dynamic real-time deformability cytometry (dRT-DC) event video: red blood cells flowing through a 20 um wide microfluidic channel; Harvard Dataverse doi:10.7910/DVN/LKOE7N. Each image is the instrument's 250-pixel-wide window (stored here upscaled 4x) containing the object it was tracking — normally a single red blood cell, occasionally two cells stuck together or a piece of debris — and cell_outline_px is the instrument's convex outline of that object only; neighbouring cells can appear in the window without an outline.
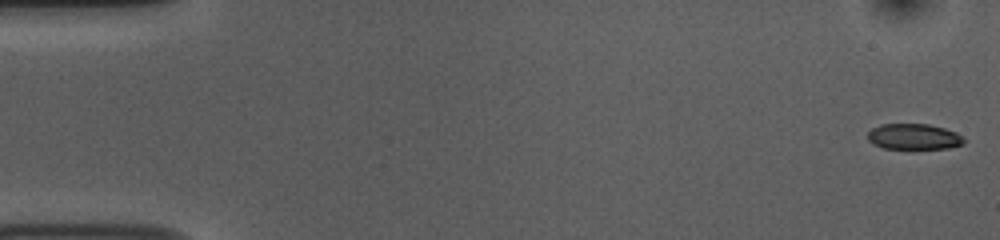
{"species": "common noctule bat (a hibernating species)", "species_latin": "Nyctalus noctula", "temperature_condition": "room temperature", "stored_images_in_passage": 53, "camera_frame_rate_fps": 3000, "um_per_image_px": 0.085, "animal": {"sex": "female", "body_mass_g": 10.0, "forearm_length_mm": 53.1}, "frame": {"image": 1, "passage_image": 1, "time_ms": 0.0, "image_size_px": [1000, 240], "cell_outline_px": [[964, 144], [948, 148], [884, 148], [872, 144], [868, 140], [868, 132], [872, 128], [880, 124], [928, 124], [944, 128], [956, 132], [964, 140]], "centroid_in_image_um": [77.65, 11.61], "position_along_channel_um": 7.4, "area_um2": 14.33}}
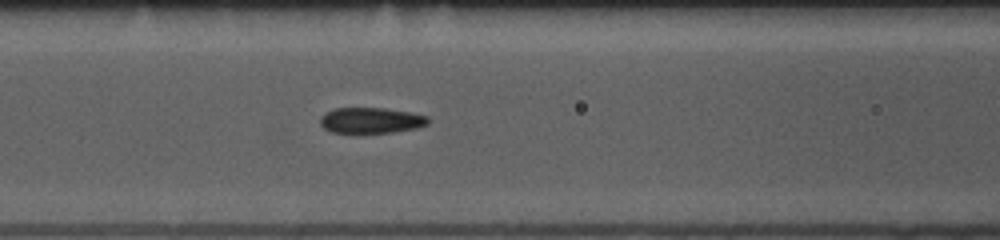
{"frame": {"image": 2, "passage_image": 22, "time_ms": 7.0, "image_size_px": [1000, 240], "cell_outline_px": [[428, 124], [416, 128], [392, 132], [332, 132], [324, 128], [320, 124], [320, 116], [324, 112], [336, 108], [384, 108], [412, 112], [428, 116]], "centroid_in_image_um": [31.53, 10.21], "position_along_channel_um": 135.1, "area_um2": 16.13}}
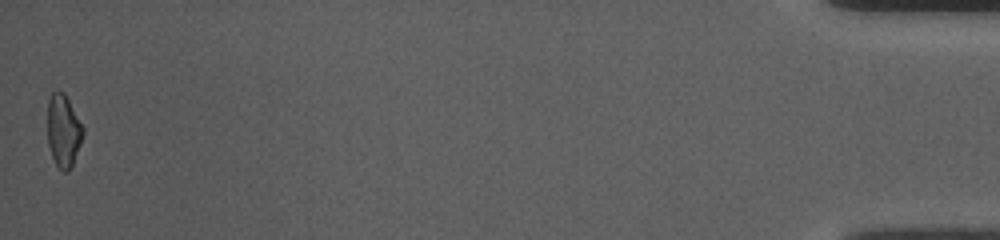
{"frame": {"image": 3, "passage_image": 53, "time_ms": 17.333, "image_size_px": [1000, 240], "cell_outline_px": [[84, 132], [80, 144], [72, 164], [68, 172], [64, 172], [56, 164], [52, 156], [48, 144], [48, 100], [52, 92], [64, 92], [84, 128]], "centroid_in_image_um": [5.39, 11.11], "position_along_channel_um": 429.8, "area_um2": 14.74}, "authors_computed_cell_mechanics": {"area_um2": 16.1262, "velocity_mm_per_s": 3.7706, "shape_relaxation_time_tau1_ms": 9.5074, "shape_relaxation_time_tau2_ms": 3.13, "deformation_change_tau1": 0.196, "deformation_change_tau2": 0.0859}}